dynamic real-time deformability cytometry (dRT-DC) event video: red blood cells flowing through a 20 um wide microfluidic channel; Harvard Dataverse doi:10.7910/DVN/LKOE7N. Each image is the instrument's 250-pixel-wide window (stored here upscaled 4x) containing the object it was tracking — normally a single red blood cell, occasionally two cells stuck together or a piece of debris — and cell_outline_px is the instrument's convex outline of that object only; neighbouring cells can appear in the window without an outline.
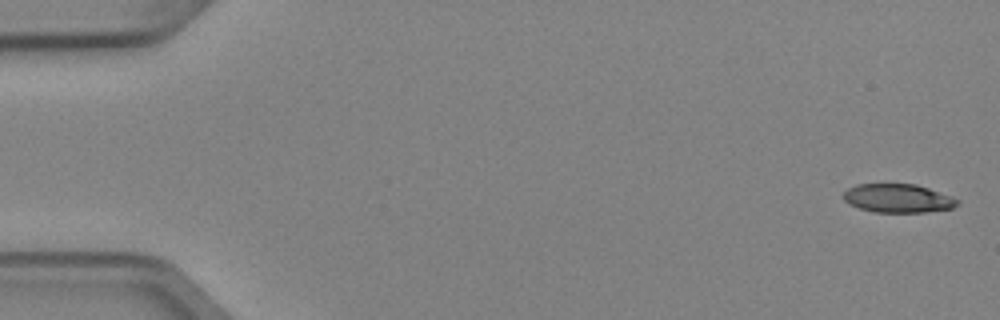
{"species": "Egyptian fruit bat (a non-hibernating species)", "species_latin": "Rousettus aegyptiacus", "temperature_condition": "cold", "stored_images_in_passage": 6, "camera_frame_rate_fps": 3000, "um_per_image_px": 0.085, "animal": {"sex": "female"}, "frame": {"image": 1, "passage_image": 1, "time_ms": 0.0, "image_size_px": [1000, 320], "cell_outline_px": [[960, 200], [952, 208], [924, 212], [872, 212], [848, 204], [844, 200], [844, 192], [848, 188], [856, 184], [916, 184], [952, 196]], "centroid_in_image_um": [76.31, 16.85], "position_along_channel_um": 8.7, "area_um2": 18.96}}
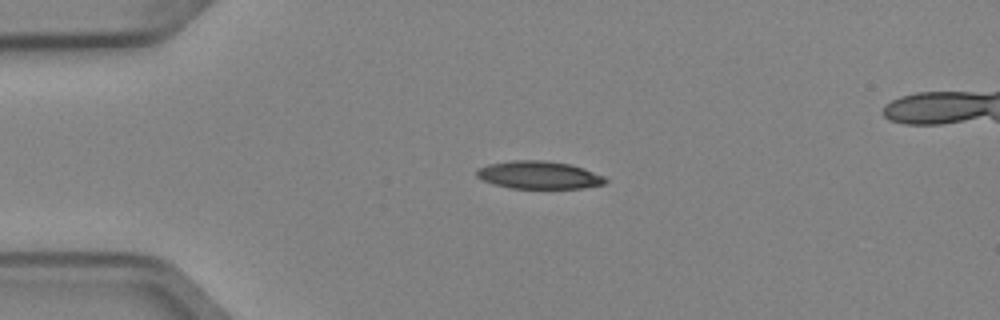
{"frame": {"image": 2, "passage_image": 4, "time_ms": 1.0, "image_size_px": [1000, 320], "cell_outline_px": [[608, 180], [604, 184], [584, 188], [512, 188], [492, 184], [476, 176], [476, 168], [488, 164], [512, 160], [544, 160], [572, 164], [584, 168], [604, 176]], "centroid_in_image_um": [45.81, 14.87], "position_along_channel_um": 39.2, "area_um2": 20.98}}
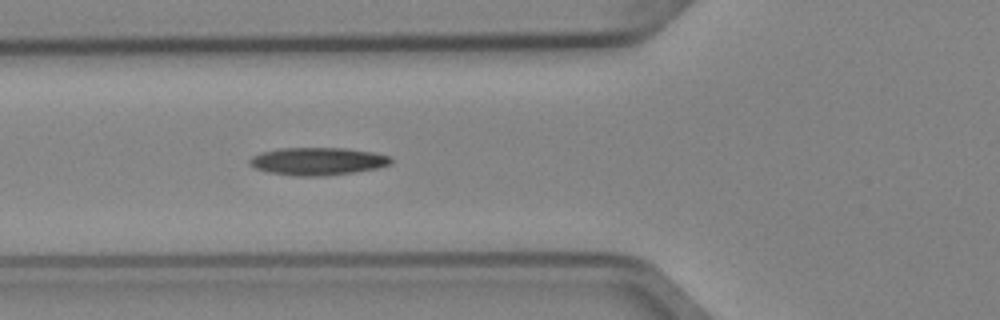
{"frame": {"image": 3, "passage_image": 6, "time_ms": 1.667, "image_size_px": [1000, 320], "cell_outline_px": [[392, 164], [376, 168], [352, 172], [324, 176], [296, 176], [268, 172], [256, 168], [248, 164], [248, 160], [252, 156], [260, 152], [280, 148], [344, 148], [372, 152], [392, 156]], "centroid_in_image_um": [26.99, 13.7], "position_along_channel_um": 98.8, "area_um2": 22.83}}